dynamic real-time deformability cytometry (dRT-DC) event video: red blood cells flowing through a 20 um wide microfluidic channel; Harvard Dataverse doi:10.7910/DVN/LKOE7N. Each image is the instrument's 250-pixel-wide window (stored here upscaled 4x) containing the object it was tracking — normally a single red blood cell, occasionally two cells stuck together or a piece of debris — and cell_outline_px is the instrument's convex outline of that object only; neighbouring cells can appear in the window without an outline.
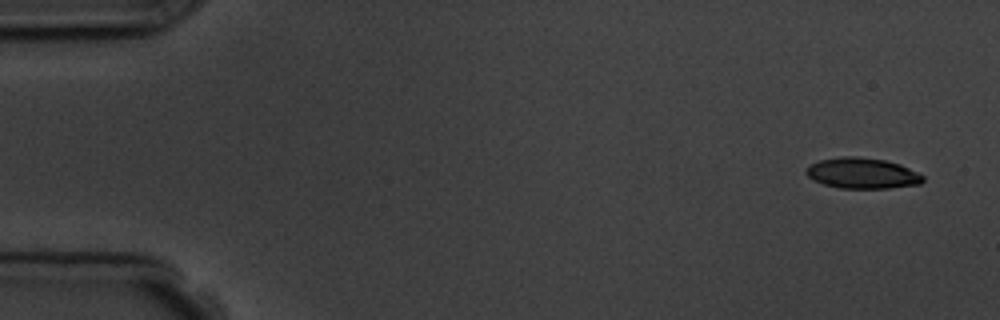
{"species": "common noctule bat (a hibernating species)", "species_latin": "Nyctalus noctula", "temperature_condition": "room temperature", "stored_images_in_passage": 4, "camera_frame_rate_fps": 3000, "um_per_image_px": 0.085, "animal": {"sex": "male", "body_mass_g": 19.5, "forearm_length_mm": 54.6}, "frame": {"image": 1, "passage_image": 1, "time_ms": 0.0, "image_size_px": [1000, 320], "cell_outline_px": [[924, 180], [920, 184], [888, 188], [840, 188], [824, 184], [812, 180], [804, 172], [804, 168], [808, 164], [820, 160], [844, 156], [856, 156], [884, 160], [900, 164], [924, 176]], "centroid_in_image_um": [73.24, 14.72], "position_along_channel_um": 11.8, "area_um2": 20.98}}